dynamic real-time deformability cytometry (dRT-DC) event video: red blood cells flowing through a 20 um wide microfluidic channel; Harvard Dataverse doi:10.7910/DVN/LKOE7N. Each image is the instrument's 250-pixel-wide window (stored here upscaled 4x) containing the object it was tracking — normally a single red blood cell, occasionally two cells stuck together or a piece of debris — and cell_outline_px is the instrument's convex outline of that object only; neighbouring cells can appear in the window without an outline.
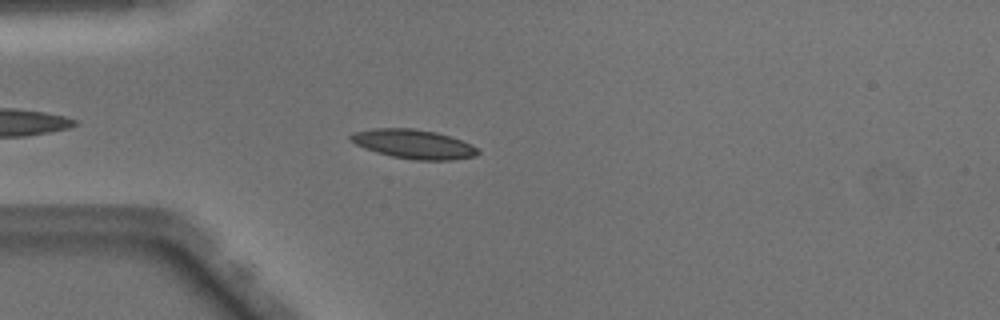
{"species": "Egyptian fruit bat (a non-hibernating species)", "species_latin": "Rousettus aegyptiacus", "temperature_condition": "warm", "stored_images_in_passage": 32, "camera_frame_rate_fps": 3000, "um_per_image_px": 0.085, "animal": {"sex": "male"}, "frame": {"image": 1, "passage_image": 5, "time_ms": 1.333, "image_size_px": [1000, 320], "cell_outline_px": [[480, 152], [476, 156], [452, 160], [412, 160], [392, 156], [376, 152], [364, 148], [348, 140], [348, 136], [352, 132], [372, 128], [412, 128], [436, 132], [472, 144]], "centroid_in_image_um": [35.11, 12.24], "position_along_channel_um": 49.9, "area_um2": 21.73}}
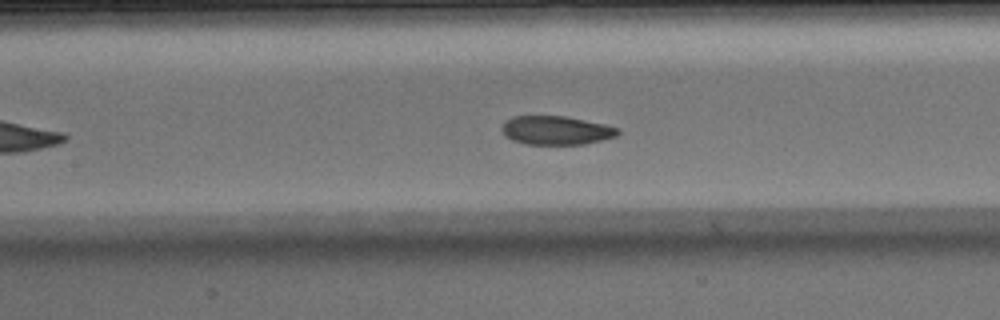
{"frame": {"image": 2, "passage_image": 14, "time_ms": 4.333, "image_size_px": [1000, 320], "cell_outline_px": [[620, 132], [616, 136], [584, 144], [524, 144], [512, 140], [504, 136], [500, 128], [504, 120], [512, 116], [564, 116], [604, 124], [620, 128]], "centroid_in_image_um": [47.21, 11.07], "position_along_channel_um": 160.2, "area_um2": 19.54}}
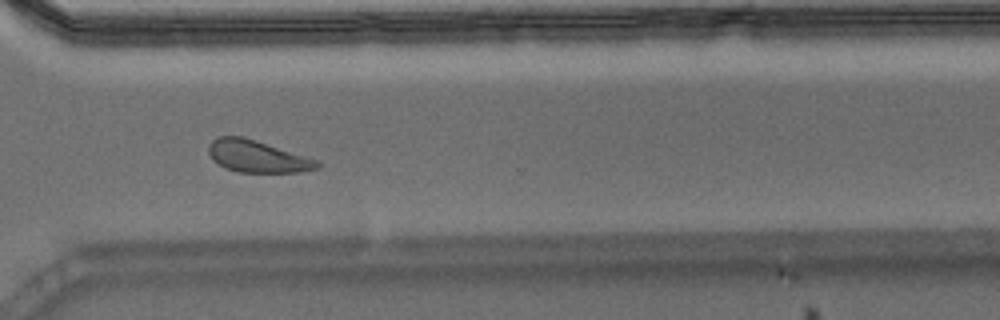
{"frame": {"image": 3, "passage_image": 28, "time_ms": 9.0, "image_size_px": [1000, 320], "cell_outline_px": [[320, 168], [300, 172], [240, 172], [224, 168], [212, 160], [208, 152], [208, 144], [212, 140], [220, 136], [244, 136], [320, 160]], "centroid_in_image_um": [21.88, 13.29], "position_along_channel_um": 348.7, "area_um2": 20.58}, "authors_computed_cell_mechanics": {"area_um2": 20.519, "velocity_mm_per_s": 4.0536, "shape_relaxation_time_tau1_ms": 2.2285, "shape_relaxation_time_tau2_ms": 5.905, "deformation_change_tau1": 0.0927, "deformation_change_tau2": 0.1147}}